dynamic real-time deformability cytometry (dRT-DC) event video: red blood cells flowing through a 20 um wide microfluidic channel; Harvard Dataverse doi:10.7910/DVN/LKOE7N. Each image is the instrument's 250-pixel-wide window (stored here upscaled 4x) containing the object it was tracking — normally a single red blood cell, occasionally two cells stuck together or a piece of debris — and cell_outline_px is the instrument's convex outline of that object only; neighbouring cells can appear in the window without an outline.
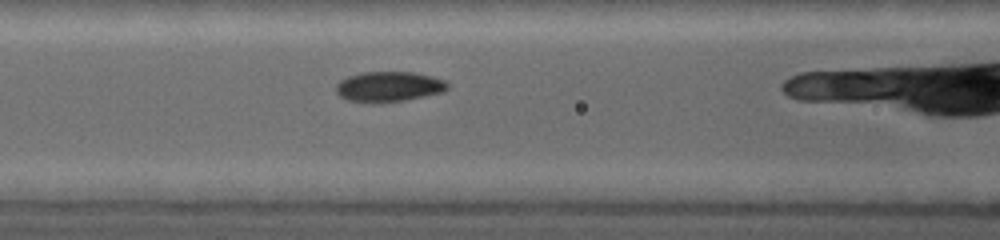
{"species": "common noctule bat (a hibernating species)", "species_latin": "Nyctalus noctula", "temperature_condition": "warm", "stored_images_in_passage": 8, "camera_frame_rate_fps": 5000, "um_per_image_px": 0.085, "animal": {"sex": "female", "body_mass_g": 19.0, "forearm_length_mm": 53.3}, "frame": {"image": 1, "passage_image": 4, "time_ms": 1.2, "image_size_px": [1000, 240], "cell_outline_px": [[448, 88], [440, 92], [424, 96], [404, 100], [376, 104], [348, 100], [340, 96], [336, 92], [336, 84], [340, 80], [348, 76], [364, 72], [412, 72], [444, 80], [448, 84]], "centroid_in_image_um": [32.99, 7.38], "position_along_channel_um": 133.6, "area_um2": 19.54}}
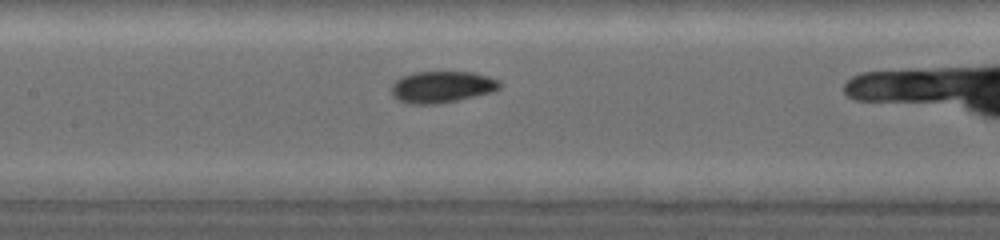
{"frame": {"image": 2, "passage_image": 7, "time_ms": 2.0, "image_size_px": [1000, 240], "cell_outline_px": [[500, 88], [492, 92], [456, 100], [436, 104], [408, 104], [396, 100], [392, 96], [392, 84], [396, 80], [404, 76], [416, 72], [472, 72], [488, 76], [500, 80]], "centroid_in_image_um": [37.55, 7.39], "position_along_channel_um": 169.9, "area_um2": 19.88}}